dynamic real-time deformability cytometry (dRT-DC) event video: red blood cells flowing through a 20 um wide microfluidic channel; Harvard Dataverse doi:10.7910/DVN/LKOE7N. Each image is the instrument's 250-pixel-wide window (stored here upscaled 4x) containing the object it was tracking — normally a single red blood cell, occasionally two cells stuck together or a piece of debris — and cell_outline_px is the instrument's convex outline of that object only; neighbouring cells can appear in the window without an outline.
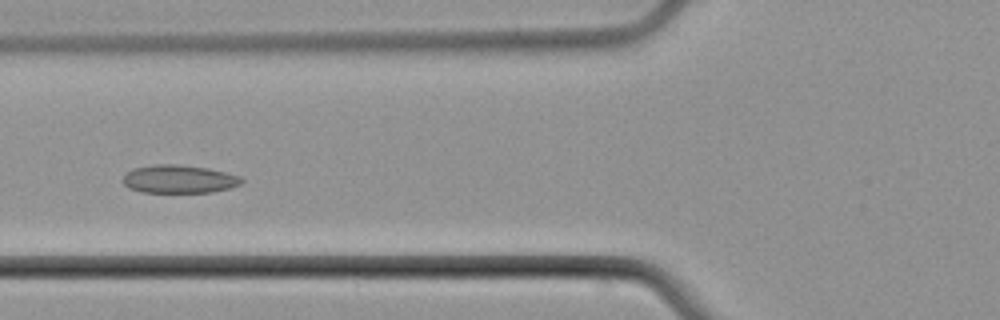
{"species": "common noctule bat (a hibernating species)", "species_latin": "Nyctalus noctula", "temperature_condition": "cold", "stored_images_in_passage": 7, "camera_frame_rate_fps": 3000, "um_per_image_px": 0.085, "animal": {"sex": "male", "body_mass_g": 21.5, "forearm_length_mm": 52.0}, "frame": {"image": 1, "passage_image": 6, "time_ms": 6.0, "image_size_px": [1000, 320], "cell_outline_px": [[244, 180], [240, 184], [228, 188], [212, 192], [144, 192], [128, 188], [124, 184], [124, 176], [132, 168], [156, 164], [172, 164], [208, 168], [240, 176]], "centroid_in_image_um": [15.21, 15.22], "position_along_channel_um": 110.6, "area_um2": 19.25}}
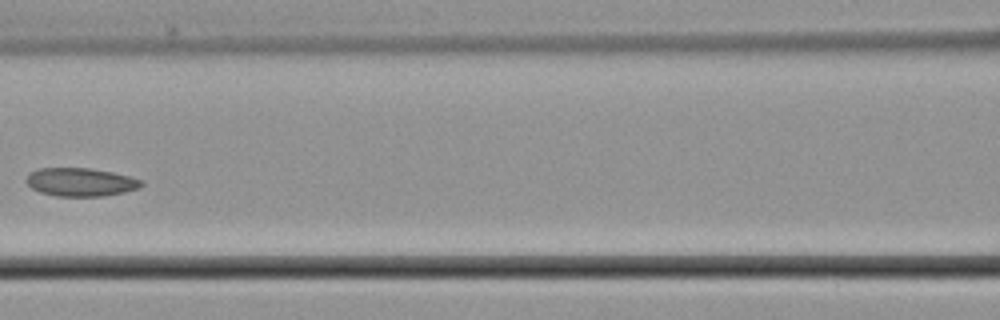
{"frame": {"image": 2, "passage_image": 7, "time_ms": 7.333, "image_size_px": [1000, 320], "cell_outline_px": [[144, 184], [140, 188], [124, 192], [104, 196], [56, 196], [40, 192], [32, 188], [24, 180], [32, 172], [40, 168], [88, 168], [112, 172], [144, 180]], "centroid_in_image_um": [6.89, 15.48], "position_along_channel_um": 159.7, "area_um2": 18.96}}